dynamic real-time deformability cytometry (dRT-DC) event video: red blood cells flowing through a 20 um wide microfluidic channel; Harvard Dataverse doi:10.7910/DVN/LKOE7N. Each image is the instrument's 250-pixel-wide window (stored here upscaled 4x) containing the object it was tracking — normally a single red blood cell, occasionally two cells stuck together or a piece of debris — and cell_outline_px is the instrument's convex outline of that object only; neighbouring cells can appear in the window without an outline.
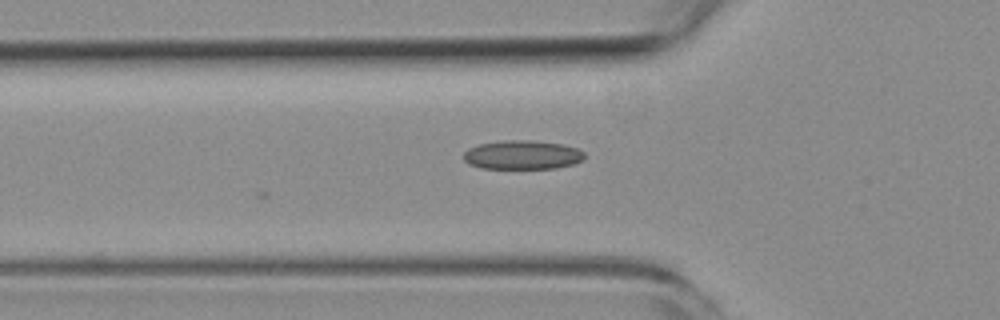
{"species": "common noctule bat (a hibernating species)", "species_latin": "Nyctalus noctula", "temperature_condition": "room temperature", "stored_images_in_passage": 4, "camera_frame_rate_fps": 3000, "um_per_image_px": 0.085, "animal": {"sex": "female", "body_mass_g": 19.3, "forearm_length_mm": 54.1}, "frame": {"image": 1, "passage_image": 3, "time_ms": 2.333, "image_size_px": [1000, 320], "cell_outline_px": [[584, 156], [580, 160], [572, 164], [556, 168], [480, 168], [468, 164], [464, 160], [464, 152], [468, 148], [480, 144], [500, 140], [532, 140], [564, 144], [576, 148], [584, 152]], "centroid_in_image_um": [44.36, 13.15], "position_along_channel_um": 81.4, "area_um2": 20.4}}
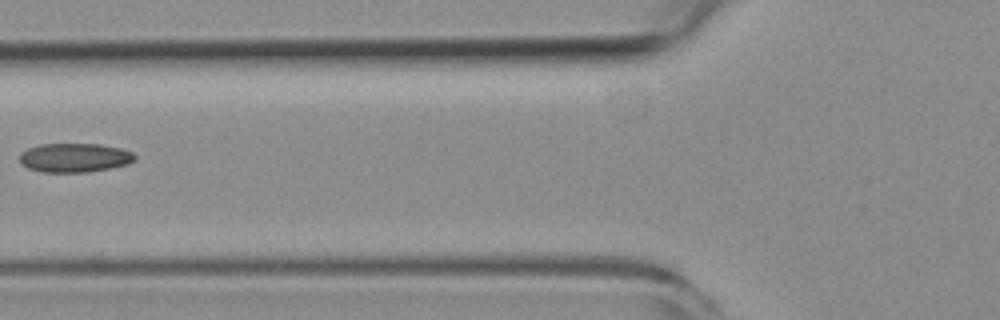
{"frame": {"image": 2, "passage_image": 4, "time_ms": 3.333, "image_size_px": [1000, 320], "cell_outline_px": [[136, 160], [128, 164], [88, 172], [40, 172], [28, 168], [20, 164], [20, 152], [28, 148], [40, 144], [100, 144], [120, 148], [132, 152], [136, 156]], "centroid_in_image_um": [6.32, 13.4], "position_along_channel_um": 119.5, "area_um2": 19.59}}